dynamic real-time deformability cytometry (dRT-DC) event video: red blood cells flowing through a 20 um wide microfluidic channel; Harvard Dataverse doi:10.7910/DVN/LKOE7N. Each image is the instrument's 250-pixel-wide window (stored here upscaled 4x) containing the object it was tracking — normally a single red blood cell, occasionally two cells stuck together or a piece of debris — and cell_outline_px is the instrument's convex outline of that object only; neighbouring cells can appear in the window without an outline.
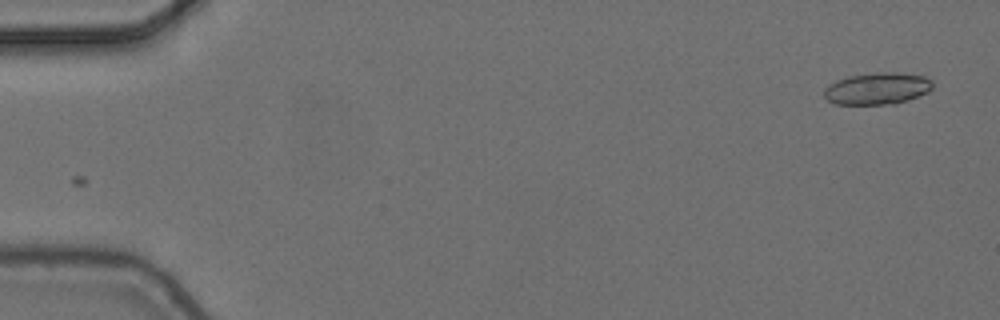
{"species": "common noctule bat (a hibernating species)", "species_latin": "Nyctalus noctula", "temperature_condition": "cold", "stored_images_in_passage": 2, "camera_frame_rate_fps": 3000, "um_per_image_px": 0.085, "animal": {"sex": "female", "body_mass_g": 24.6, "forearm_length_mm": 56.2}, "frame": {"image": 1, "passage_image": 2, "time_ms": 0.333, "image_size_px": [1000, 320], "cell_outline_px": [[932, 88], [928, 92], [908, 100], [896, 104], [836, 104], [828, 100], [824, 96], [824, 88], [828, 84], [836, 80], [848, 76], [880, 72], [896, 72], [924, 76], [932, 80]], "centroid_in_image_um": [74.56, 7.52], "position_along_channel_um": 10.4, "area_um2": 20.23}}